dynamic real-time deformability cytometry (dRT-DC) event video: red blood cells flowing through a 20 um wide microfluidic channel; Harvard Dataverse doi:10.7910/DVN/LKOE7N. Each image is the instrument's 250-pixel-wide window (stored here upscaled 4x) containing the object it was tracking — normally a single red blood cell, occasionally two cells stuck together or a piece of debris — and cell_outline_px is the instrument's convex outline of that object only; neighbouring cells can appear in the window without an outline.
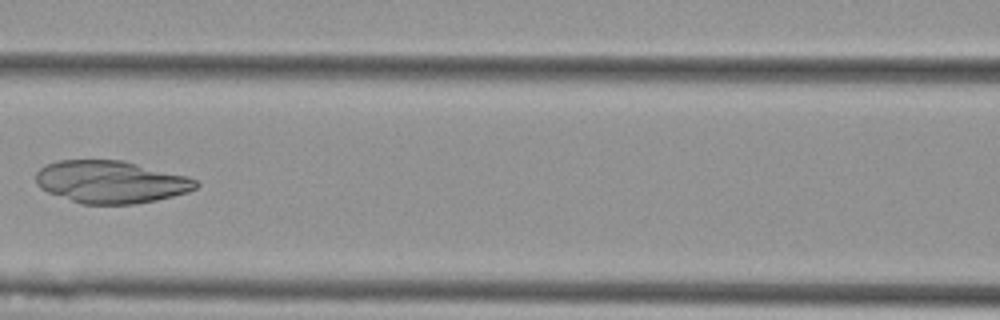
{"species": "Egyptian fruit bat (a non-hibernating species)", "species_latin": "Rousettus aegyptiacus", "temperature_condition": "cold", "stored_images_in_passage": 5, "camera_frame_rate_fps": 3000, "um_per_image_px": 0.085, "animal": {"sex": "female"}, "frame": {"image": 1, "passage_image": 4, "time_ms": 1.0, "image_size_px": [1000, 320], "cell_outline_px": [[200, 184], [196, 188], [188, 192], [156, 200], [136, 204], [80, 204], [48, 192], [40, 188], [36, 184], [36, 172], [40, 168], [48, 164], [60, 160], [124, 160], [188, 176], [196, 180]], "centroid_in_image_um": [9.43, 15.46], "position_along_channel_um": 157.2, "area_um2": 39.77}}
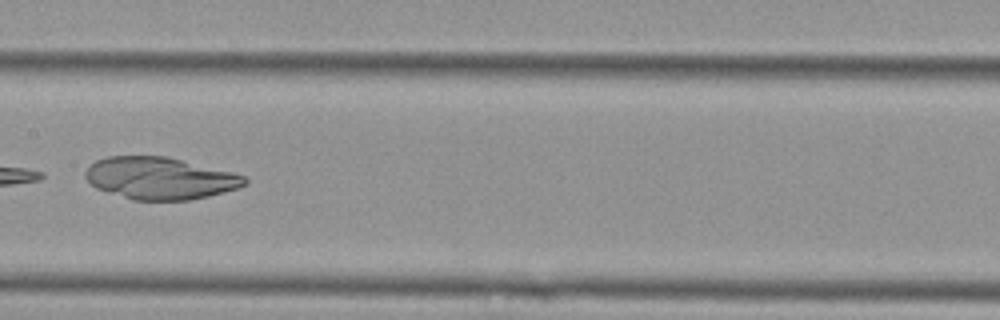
{"frame": {"image": 2, "passage_image": 5, "time_ms": 1.333, "image_size_px": [1000, 320], "cell_outline_px": [[248, 184], [224, 192], [208, 196], [188, 200], [132, 200], [96, 188], [84, 176], [84, 172], [96, 160], [108, 156], [164, 156], [232, 172], [244, 176], [248, 180]], "centroid_in_image_um": [13.59, 15.15], "position_along_channel_um": 193.8, "area_um2": 38.78}}